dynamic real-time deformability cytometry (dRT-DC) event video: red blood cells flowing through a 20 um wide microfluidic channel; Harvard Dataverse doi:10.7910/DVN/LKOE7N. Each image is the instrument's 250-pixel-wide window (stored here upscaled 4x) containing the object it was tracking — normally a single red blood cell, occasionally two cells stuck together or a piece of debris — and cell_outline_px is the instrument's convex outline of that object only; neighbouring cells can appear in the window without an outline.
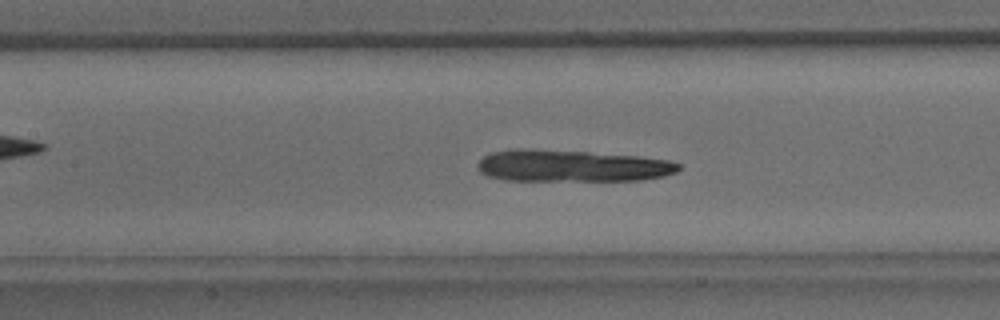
{"species": "common noctule bat (a hibernating species)", "species_latin": "Nyctalus noctula", "temperature_condition": "warm", "stored_images_in_passage": 39, "camera_frame_rate_fps": 3000, "um_per_image_px": 0.085, "animal": {"sex": "male", "body_mass_g": 15.6}, "frame": {"image": 1, "passage_image": 17, "time_ms": 5.333, "image_size_px": [1000, 320], "cell_outline_px": [[680, 168], [676, 172], [664, 176], [640, 180], [504, 180], [488, 176], [480, 172], [476, 164], [484, 156], [492, 152], [520, 148], [588, 152], [636, 156], [668, 160], [680, 164]], "centroid_in_image_um": [48.58, 14.1], "position_along_channel_um": 158.8, "area_um2": 37.05}}
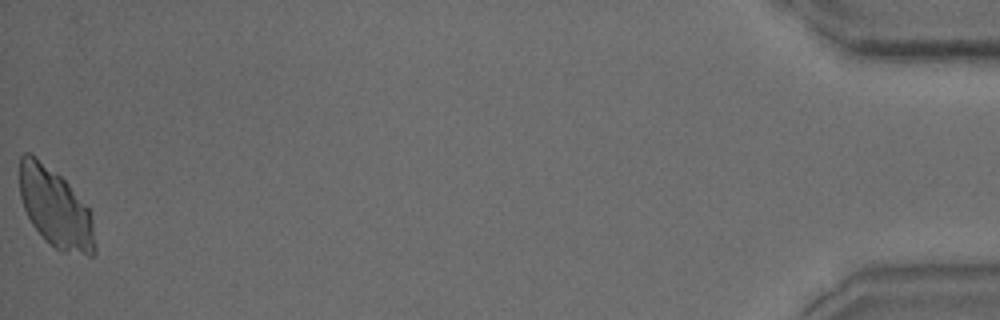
{"frame": {"image": 2, "passage_image": 39, "time_ms": 12.667, "image_size_px": [1000, 320], "cell_outline_px": [[96, 252], [92, 256], [88, 256], [64, 252], [56, 248], [32, 224], [24, 208], [20, 196], [20, 156], [24, 152], [28, 152], [36, 156], [60, 176], [68, 184], [88, 208], [92, 224], [96, 248]], "centroid_in_image_um": [4.7, 17.67], "position_along_channel_um": 430.5, "area_um2": 34.16}}